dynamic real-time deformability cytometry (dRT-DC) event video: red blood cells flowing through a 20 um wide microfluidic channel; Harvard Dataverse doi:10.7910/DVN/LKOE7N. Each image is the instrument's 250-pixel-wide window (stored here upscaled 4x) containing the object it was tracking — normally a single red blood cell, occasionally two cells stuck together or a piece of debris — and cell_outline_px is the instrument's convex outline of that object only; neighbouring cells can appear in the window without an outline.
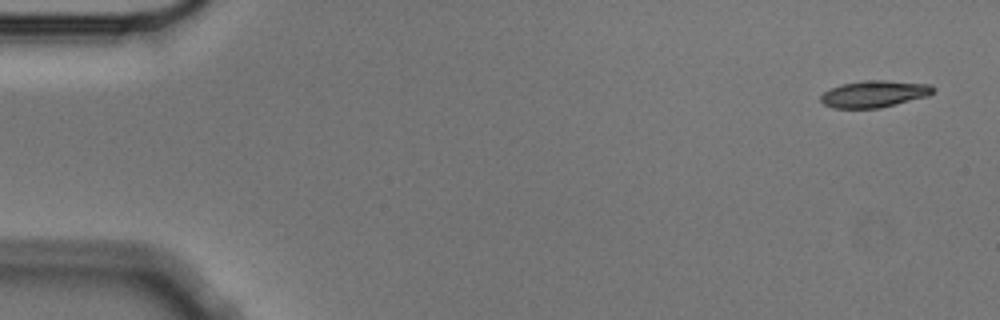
{"species": "Egyptian fruit bat (a non-hibernating species)", "species_latin": "Rousettus aegyptiacus", "temperature_condition": "cold", "stored_images_in_passage": 4, "camera_frame_rate_fps": 3000, "um_per_image_px": 0.085, "animal": {"sex": "male"}, "frame": {"image": 1, "passage_image": 1, "time_ms": 0.0, "image_size_px": [1000, 320], "cell_outline_px": [[936, 88], [928, 96], [880, 108], [832, 108], [824, 104], [820, 100], [820, 96], [824, 92], [840, 84], [864, 80], [884, 80], [932, 84]], "centroid_in_image_um": [74.32, 7.98], "position_along_channel_um": 10.7, "area_um2": 17.63}}
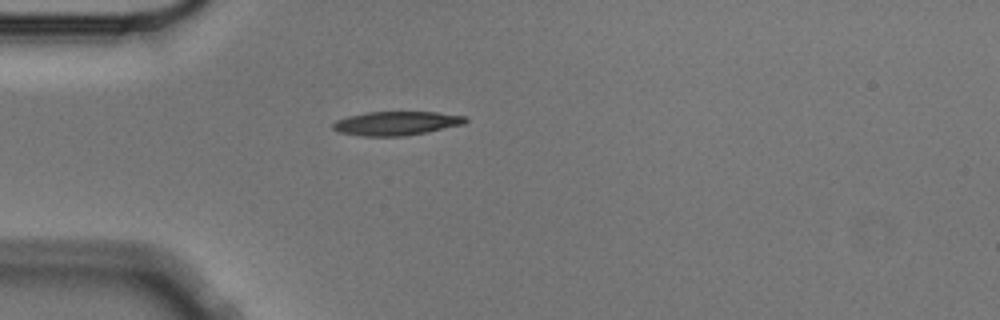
{"frame": {"image": 2, "passage_image": 4, "time_ms": 1.0, "image_size_px": [1000, 320], "cell_outline_px": [[468, 120], [464, 124], [428, 132], [404, 136], [360, 136], [336, 132], [332, 128], [332, 124], [336, 120], [348, 116], [368, 112], [436, 112], [468, 116]], "centroid_in_image_um": [33.69, 10.48], "position_along_channel_um": 51.3, "area_um2": 18.67}}